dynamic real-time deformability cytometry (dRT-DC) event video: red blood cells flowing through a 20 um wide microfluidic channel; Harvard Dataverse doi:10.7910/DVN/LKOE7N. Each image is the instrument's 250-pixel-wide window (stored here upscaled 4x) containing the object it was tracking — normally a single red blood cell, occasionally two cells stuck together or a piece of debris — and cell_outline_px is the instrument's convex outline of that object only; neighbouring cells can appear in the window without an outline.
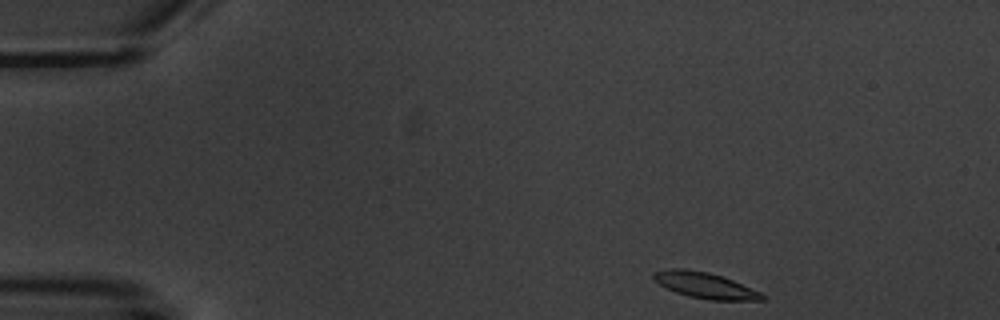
{"species": "common noctule bat (a hibernating species)", "species_latin": "Nyctalus noctula", "temperature_condition": "warm", "stored_images_in_passage": 6, "camera_frame_rate_fps": 3000, "um_per_image_px": 0.085, "animal": {"sex": "male", "body_mass_g": 20.1, "forearm_length_mm": 53.5}, "frame": {"image": 1, "passage_image": 1, "time_ms": 0.0, "image_size_px": [1000, 320], "cell_outline_px": [[768, 296], [764, 300], [708, 300], [688, 296], [676, 292], [652, 280], [652, 272], [668, 268], [684, 268], [708, 272], [732, 280], [760, 292]], "centroid_in_image_um": [59.9, 24.25], "position_along_channel_um": 25.1, "area_um2": 16.42}}
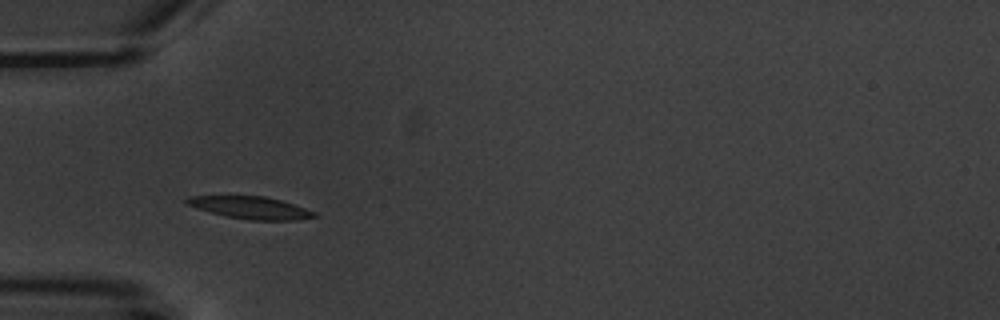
{"frame": {"image": 2, "passage_image": 4, "time_ms": 3.333, "image_size_px": [1000, 320], "cell_outline_px": [[320, 216], [296, 220], [248, 220], [224, 216], [196, 208], [184, 204], [184, 200], [188, 196], [264, 196], [280, 200], [316, 212]], "centroid_in_image_um": [21.26, 17.66], "position_along_channel_um": 63.7, "area_um2": 16.65}}